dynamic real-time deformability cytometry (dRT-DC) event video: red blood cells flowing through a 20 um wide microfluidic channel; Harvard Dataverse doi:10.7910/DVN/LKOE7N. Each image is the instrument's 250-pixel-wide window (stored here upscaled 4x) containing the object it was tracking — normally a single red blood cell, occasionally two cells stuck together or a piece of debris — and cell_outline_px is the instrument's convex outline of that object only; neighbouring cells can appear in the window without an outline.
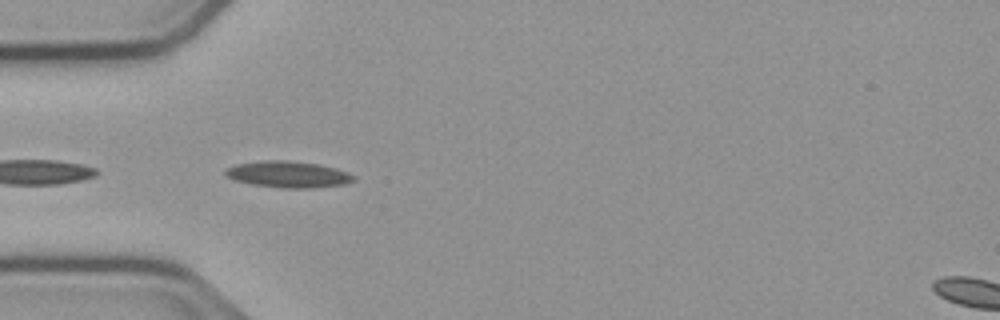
{"species": "common noctule bat (a hibernating species)", "species_latin": "Nyctalus noctula", "temperature_condition": "cold", "stored_images_in_passage": 11, "camera_frame_rate_fps": 3000, "um_per_image_px": 0.085, "animal": {"sex": "male", "body_mass_g": 23.1, "forearm_length_mm": 52.7}, "frame": {"image": 1, "passage_image": 2, "time_ms": 0.333, "image_size_px": [1000, 320], "cell_outline_px": [[356, 180], [344, 184], [312, 188], [284, 188], [252, 184], [232, 180], [224, 176], [224, 172], [228, 168], [236, 164], [260, 160], [288, 160], [320, 164], [336, 168], [348, 172], [356, 176]], "centroid_in_image_um": [24.49, 14.81], "position_along_channel_um": 60.5, "area_um2": 20.0}}